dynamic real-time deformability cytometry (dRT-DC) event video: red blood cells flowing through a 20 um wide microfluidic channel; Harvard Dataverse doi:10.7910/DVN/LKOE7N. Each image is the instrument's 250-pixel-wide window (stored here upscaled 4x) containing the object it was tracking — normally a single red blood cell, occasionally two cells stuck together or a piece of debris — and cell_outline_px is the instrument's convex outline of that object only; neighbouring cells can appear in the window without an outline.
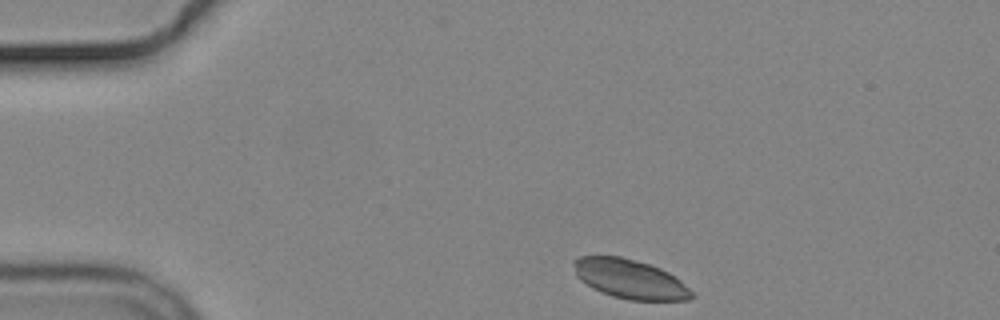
{"species": "common noctule bat (a hibernating species)", "species_latin": "Nyctalus noctula", "temperature_condition": "cold", "stored_images_in_passage": 3, "camera_frame_rate_fps": 3000, "um_per_image_px": 0.085, "animal": {"sex": "male", "body_mass_g": 19.2, "forearm_length_mm": 51.8}, "frame": {"image": 1, "passage_image": 1, "time_ms": 0.0, "image_size_px": [1000, 320], "cell_outline_px": [[696, 296], [688, 300], [628, 300], [612, 296], [592, 288], [580, 280], [576, 276], [572, 264], [572, 260], [580, 256], [620, 256], [636, 260], [660, 268], [676, 276]], "centroid_in_image_um": [53.52, 23.71], "position_along_channel_um": 31.5, "area_um2": 27.11}}